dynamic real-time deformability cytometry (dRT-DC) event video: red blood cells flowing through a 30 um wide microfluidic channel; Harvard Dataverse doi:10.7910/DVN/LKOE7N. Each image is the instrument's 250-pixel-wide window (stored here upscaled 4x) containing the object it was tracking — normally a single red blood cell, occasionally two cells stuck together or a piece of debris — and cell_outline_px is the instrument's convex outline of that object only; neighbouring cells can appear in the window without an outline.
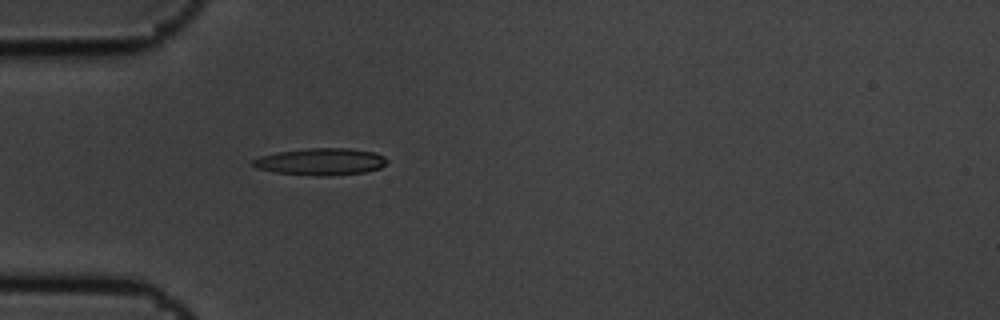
{"species": "common noctule bat (a hibernating species)", "species_latin": "Nyctalus noctula", "temperature_condition": "cold", "stored_images_in_passage": 5, "camera_frame_rate_fps": 3000, "um_per_image_px": 0.085, "animal": {"sex": "male", "body_mass_g": 19.5, "forearm_length_mm": 54.6}, "frame": {"image": 1, "passage_image": 5, "time_ms": 1.333, "image_size_px": [1000, 320], "cell_outline_px": [[388, 160], [380, 168], [364, 172], [328, 176], [316, 176], [276, 172], [256, 168], [248, 164], [252, 160], [260, 156], [276, 152], [308, 148], [348, 148], [376, 152], [384, 156]], "centroid_in_image_um": [27.24, 13.74], "position_along_channel_um": 57.8, "area_um2": 21.21}}